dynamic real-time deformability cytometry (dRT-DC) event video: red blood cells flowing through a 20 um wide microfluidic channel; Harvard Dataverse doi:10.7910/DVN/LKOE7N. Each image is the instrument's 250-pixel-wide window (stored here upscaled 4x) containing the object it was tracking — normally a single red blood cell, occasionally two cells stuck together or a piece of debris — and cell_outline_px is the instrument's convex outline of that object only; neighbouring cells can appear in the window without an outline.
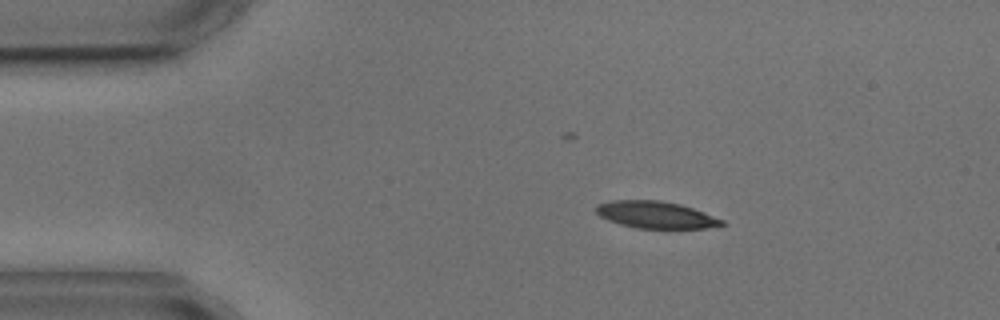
{"species": "common noctule bat (a hibernating species)", "species_latin": "Nyctalus noctula", "temperature_condition": "cold", "stored_images_in_passage": 8, "camera_frame_rate_fps": 3000, "um_per_image_px": 0.085, "animal": {"sex": "male", "body_mass_g": 17.9, "forearm_length_mm": 54.2}, "frame": {"image": 1, "passage_image": 1, "time_ms": 0.0, "image_size_px": [1000, 320], "cell_outline_px": [[724, 224], [704, 228], [636, 228], [620, 224], [608, 220], [600, 216], [596, 212], [596, 204], [612, 200], [660, 200], [680, 204], [704, 212], [724, 220]], "centroid_in_image_um": [55.71, 18.25], "position_along_channel_um": 29.3, "area_um2": 19.65}}
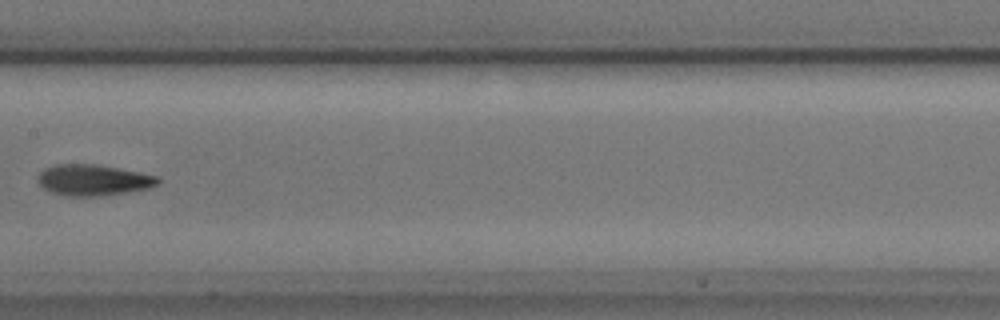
{"frame": {"image": 2, "passage_image": 6, "time_ms": 6.0, "image_size_px": [1000, 320], "cell_outline_px": [[160, 184], [148, 188], [100, 196], [64, 196], [52, 192], [44, 188], [36, 180], [40, 172], [44, 168], [56, 164], [96, 164], [140, 172], [160, 176]], "centroid_in_image_um": [7.93, 15.3], "position_along_channel_um": 199.5, "area_um2": 21.79}}
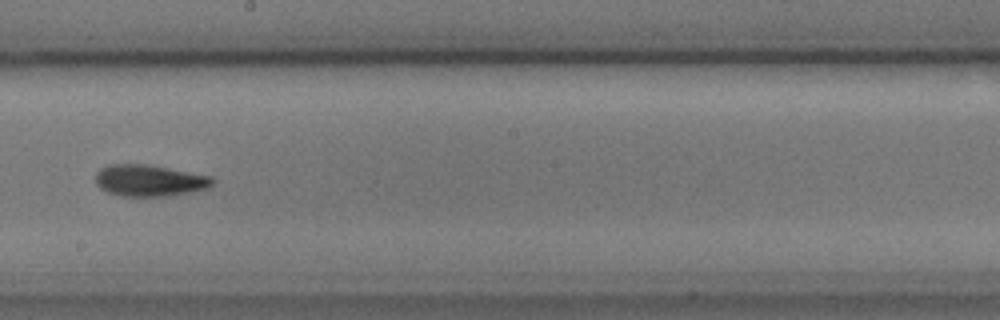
{"frame": {"image": 3, "passage_image": 7, "time_ms": 7.0, "image_size_px": [1000, 320], "cell_outline_px": [[216, 180], [208, 188], [168, 196], [120, 196], [108, 192], [100, 188], [96, 184], [96, 172], [100, 168], [108, 164], [148, 164], [212, 176]], "centroid_in_image_um": [12.69, 15.33], "position_along_channel_um": 235.5, "area_um2": 21.62}}